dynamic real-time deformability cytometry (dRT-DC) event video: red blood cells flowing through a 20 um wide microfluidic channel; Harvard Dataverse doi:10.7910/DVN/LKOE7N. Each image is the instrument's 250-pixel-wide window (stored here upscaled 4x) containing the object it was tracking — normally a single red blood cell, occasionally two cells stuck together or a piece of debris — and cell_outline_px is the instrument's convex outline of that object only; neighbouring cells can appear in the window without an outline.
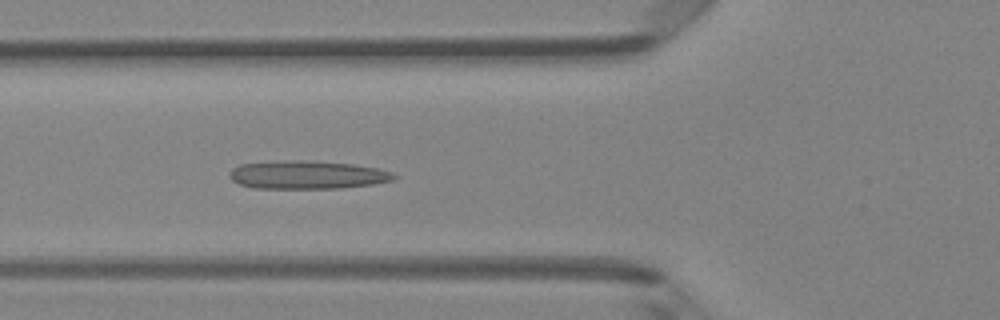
{"species": "Egyptian fruit bat (a non-hibernating species)", "species_latin": "Rousettus aegyptiacus", "temperature_condition": "room temperature", "stored_images_in_passage": 42, "camera_frame_rate_fps": 3000, "um_per_image_px": 0.085, "animal": {"sex": "female"}, "frame": {"image": 1, "passage_image": 12, "time_ms": 3.667, "image_size_px": [1000, 320], "cell_outline_px": [[396, 176], [392, 180], [372, 184], [340, 188], [256, 188], [240, 184], [232, 180], [228, 176], [228, 172], [232, 168], [240, 164], [284, 160], [300, 160], [352, 164], [376, 168], [392, 172]], "centroid_in_image_um": [26.06, 14.86], "position_along_channel_um": 99.7, "area_um2": 26.88}}
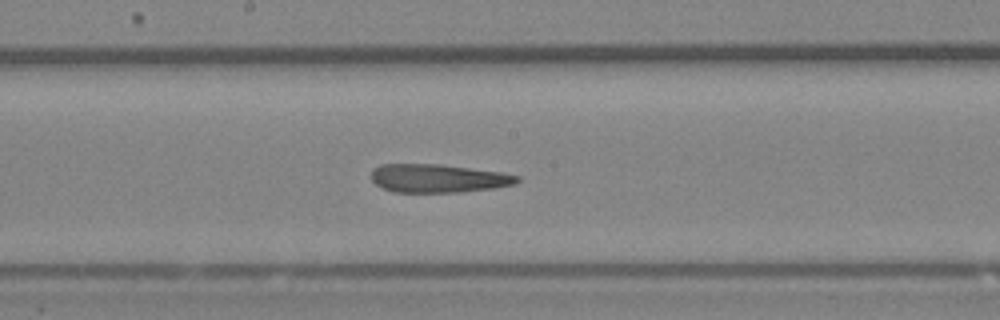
{"frame": {"image": 2, "passage_image": 20, "time_ms": 6.333, "image_size_px": [1000, 320], "cell_outline_px": [[520, 180], [516, 184], [496, 188], [460, 192], [392, 192], [376, 184], [372, 180], [372, 168], [380, 164], [440, 164], [500, 172], [520, 176]], "centroid_in_image_um": [37.25, 15.16], "position_along_channel_um": 210.9, "area_um2": 24.22}}
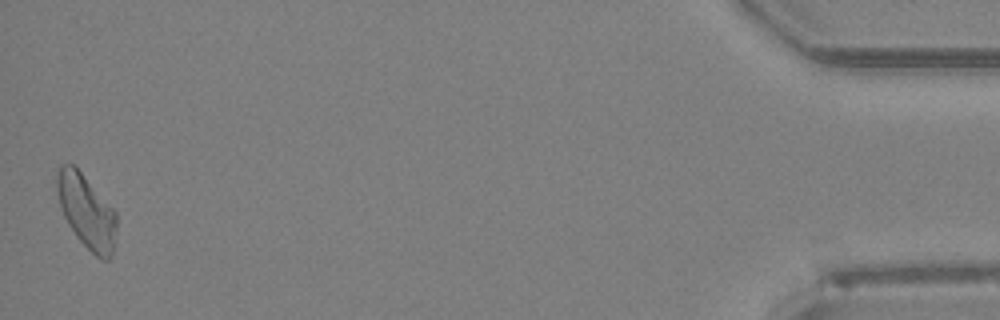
{"frame": {"image": 3, "passage_image": 42, "time_ms": 13.667, "image_size_px": [1000, 320], "cell_outline_px": [[116, 228], [112, 256], [108, 260], [104, 260], [96, 256], [76, 236], [68, 224], [60, 208], [56, 188], [56, 172], [60, 164], [76, 164], [116, 212]], "centroid_in_image_um": [7.33, 17.91], "position_along_channel_um": 427.9, "area_um2": 25.78}, "authors_computed_cell_mechanics": {"area_um2": 25.2875, "velocity_mm_per_s": 4.1806, "shape_relaxation_time_tau1_ms": null, "shape_relaxation_time_tau2_ms": 3.6266, "deformation_change_tau1": null, "deformation_change_tau2": 0.1346}}